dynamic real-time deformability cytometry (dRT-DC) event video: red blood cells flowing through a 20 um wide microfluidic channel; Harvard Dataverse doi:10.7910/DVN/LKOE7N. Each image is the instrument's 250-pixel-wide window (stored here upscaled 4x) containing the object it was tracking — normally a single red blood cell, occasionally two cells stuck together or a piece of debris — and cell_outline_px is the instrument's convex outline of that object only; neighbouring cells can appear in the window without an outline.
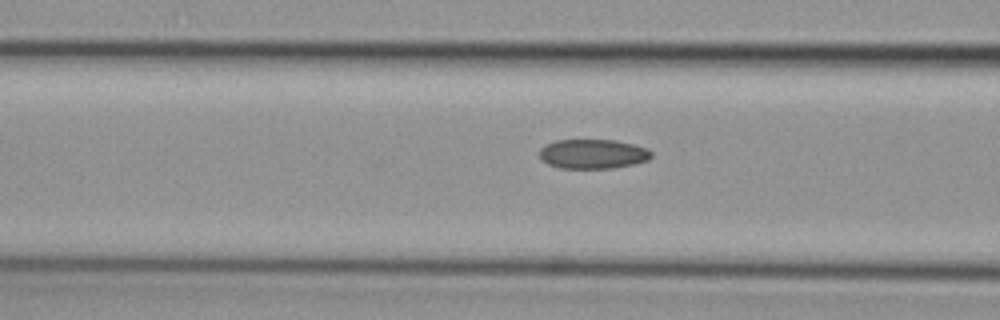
{"species": "common noctule bat (a hibernating species)", "species_latin": "Nyctalus noctula", "temperature_condition": "cold", "stored_images_in_passage": 11, "camera_frame_rate_fps": 3000, "um_per_image_px": 0.085, "animal": {"sex": "female", "body_mass_g": 29.2, "forearm_length_mm": 56.3}, "frame": {"image": 1, "passage_image": 5, "time_ms": 1.333, "image_size_px": [1000, 320], "cell_outline_px": [[652, 156], [648, 160], [632, 164], [612, 168], [560, 168], [548, 164], [540, 156], [540, 148], [544, 144], [556, 140], [616, 140], [648, 148], [652, 152]], "centroid_in_image_um": [50.4, 13.08], "position_along_channel_um": 116.2, "area_um2": 19.19}}
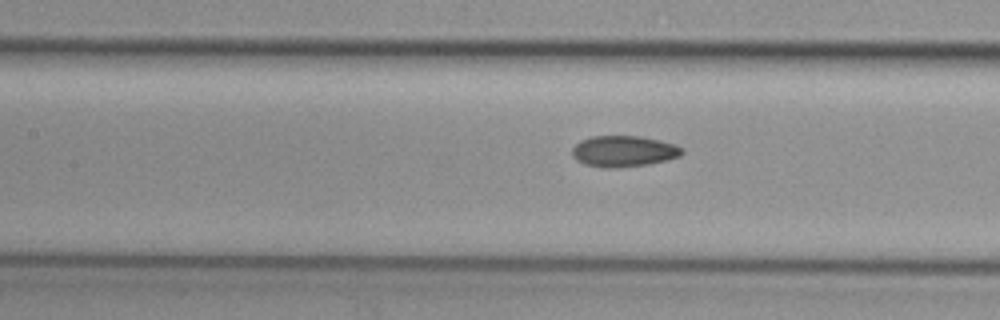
{"frame": {"image": 2, "passage_image": 8, "time_ms": 2.333, "image_size_px": [1000, 320], "cell_outline_px": [[684, 152], [680, 156], [668, 160], [648, 164], [616, 168], [604, 168], [584, 164], [576, 160], [572, 156], [572, 148], [580, 140], [592, 136], [640, 136], [660, 140], [676, 144], [684, 148]], "centroid_in_image_um": [53.03, 12.85], "position_along_channel_um": 154.4, "area_um2": 20.17}}